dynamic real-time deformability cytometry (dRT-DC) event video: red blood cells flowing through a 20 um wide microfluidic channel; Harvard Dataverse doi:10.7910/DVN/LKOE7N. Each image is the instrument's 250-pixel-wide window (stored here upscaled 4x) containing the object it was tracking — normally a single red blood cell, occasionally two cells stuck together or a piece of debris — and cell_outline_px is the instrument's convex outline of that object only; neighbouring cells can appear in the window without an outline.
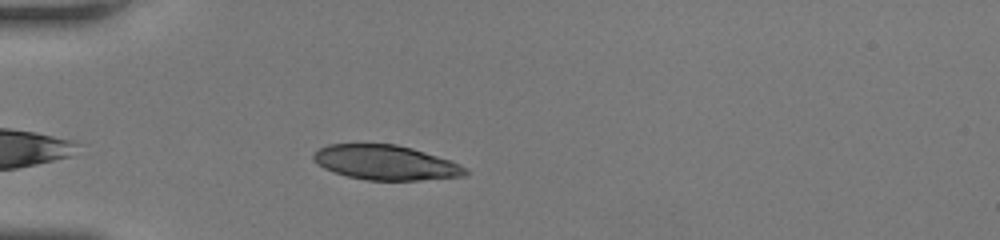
{"species": "human", "species_latin": "Homo sapiens", "temperature_condition": "room temperature", "stored_images_in_passage": 34, "camera_frame_rate_fps": 3000, "um_per_image_px": 0.085, "donor": {"sex": "female"}, "frame": {"image": 1, "passage_image": 5, "time_ms": 1.333, "image_size_px": [1000, 240], "cell_outline_px": [[468, 176], [420, 180], [368, 180], [348, 176], [324, 168], [312, 160], [312, 156], [320, 148], [328, 144], [396, 144], [412, 148], [452, 160], [468, 168]], "centroid_in_image_um": [32.84, 13.82], "position_along_channel_um": 52.2, "area_um2": 30.81}}
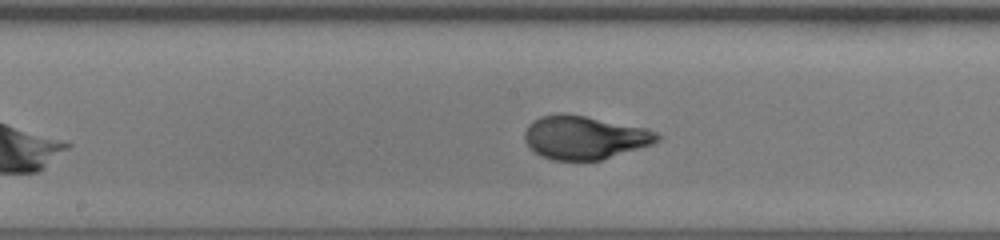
{"frame": {"image": 2, "passage_image": 17, "time_ms": 5.333, "image_size_px": [1000, 240], "cell_outline_px": [[660, 140], [652, 144], [600, 160], [552, 160], [540, 156], [524, 140], [524, 132], [528, 124], [540, 116], [584, 116], [648, 128], [656, 132], [660, 136]], "centroid_in_image_um": [49.71, 11.71], "position_along_channel_um": 198.5, "area_um2": 32.83}}
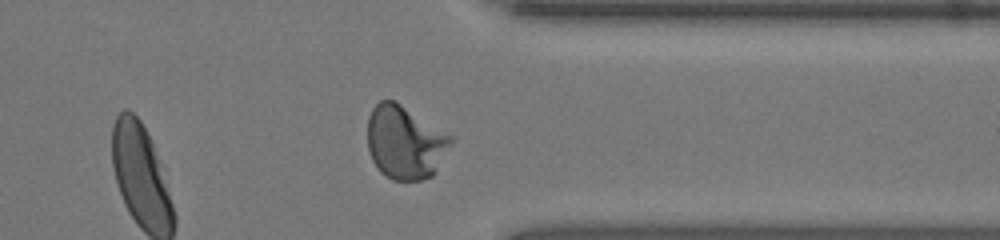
{"frame": {"image": 3, "passage_image": 30, "time_ms": 9.667, "image_size_px": [1000, 240], "cell_outline_px": [[456, 140], [432, 176], [420, 180], [392, 180], [380, 172], [372, 160], [368, 148], [368, 116], [372, 108], [380, 100], [392, 100], [400, 104], [456, 136]], "centroid_in_image_um": [34.48, 12.09], "position_along_channel_um": 376.9, "area_um2": 36.18}, "authors_computed_cell_mechanics": {"area_um2": 33.2639, "velocity_mm_per_s": 4.1601, "shape_relaxation_time_tau1_ms": 3.4185, "shape_relaxation_time_tau2_ms": null, "deformation_change_tau1": 0.2117, "deformation_change_tau2": null}}